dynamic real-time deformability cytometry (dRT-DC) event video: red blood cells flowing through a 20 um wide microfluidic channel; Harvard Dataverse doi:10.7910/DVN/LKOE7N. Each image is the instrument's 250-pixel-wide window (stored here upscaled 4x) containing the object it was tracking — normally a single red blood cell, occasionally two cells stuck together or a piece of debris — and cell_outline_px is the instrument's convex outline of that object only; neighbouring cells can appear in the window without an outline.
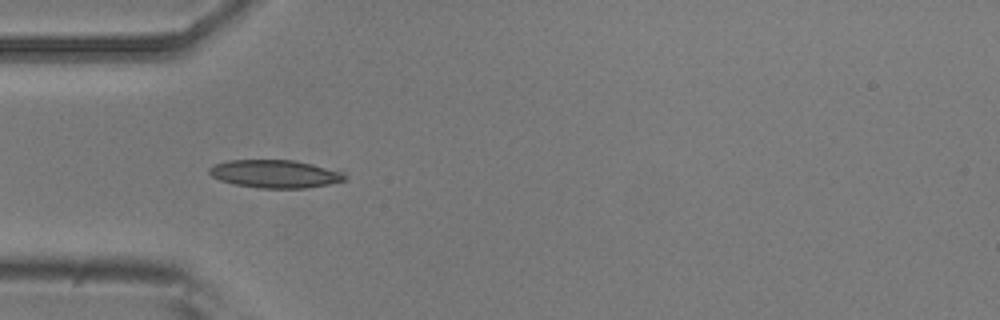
{"species": "common noctule bat (a hibernating species)", "species_latin": "Nyctalus noctula", "temperature_condition": "room temperature", "stored_images_in_passage": 3, "camera_frame_rate_fps": 3000, "um_per_image_px": 0.085, "animal": {"sex": "male", "body_mass_g": 20.5, "forearm_length_mm": 52.5}, "frame": {"image": 1, "passage_image": 1, "time_ms": 0.0, "image_size_px": [1000, 320], "cell_outline_px": [[348, 180], [308, 188], [260, 188], [236, 184], [220, 180], [212, 176], [208, 172], [208, 168], [212, 164], [228, 160], [292, 160], [312, 164], [344, 172], [348, 176]], "centroid_in_image_um": [23.39, 14.78], "position_along_channel_um": 61.6, "area_um2": 22.2}}
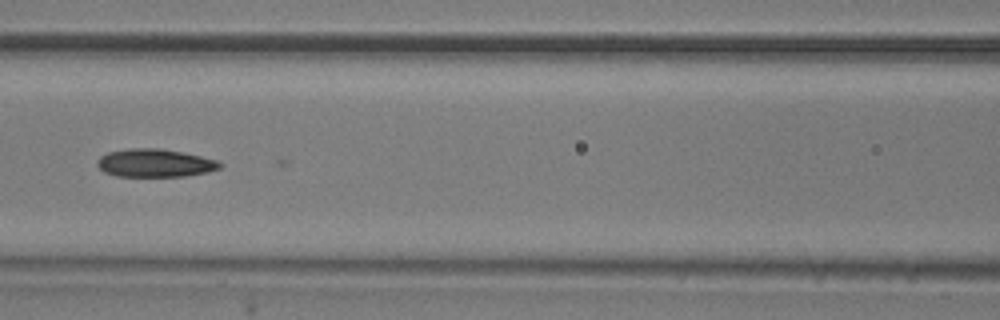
{"frame": {"image": 2, "passage_image": 3, "time_ms": 2.333, "image_size_px": [1000, 320], "cell_outline_px": [[224, 164], [220, 168], [208, 172], [184, 176], [116, 176], [104, 172], [96, 164], [96, 160], [100, 156], [108, 152], [132, 148], [160, 148], [200, 156], [216, 160]], "centroid_in_image_um": [13.15, 13.86], "position_along_channel_um": 153.5, "area_um2": 20.0}}